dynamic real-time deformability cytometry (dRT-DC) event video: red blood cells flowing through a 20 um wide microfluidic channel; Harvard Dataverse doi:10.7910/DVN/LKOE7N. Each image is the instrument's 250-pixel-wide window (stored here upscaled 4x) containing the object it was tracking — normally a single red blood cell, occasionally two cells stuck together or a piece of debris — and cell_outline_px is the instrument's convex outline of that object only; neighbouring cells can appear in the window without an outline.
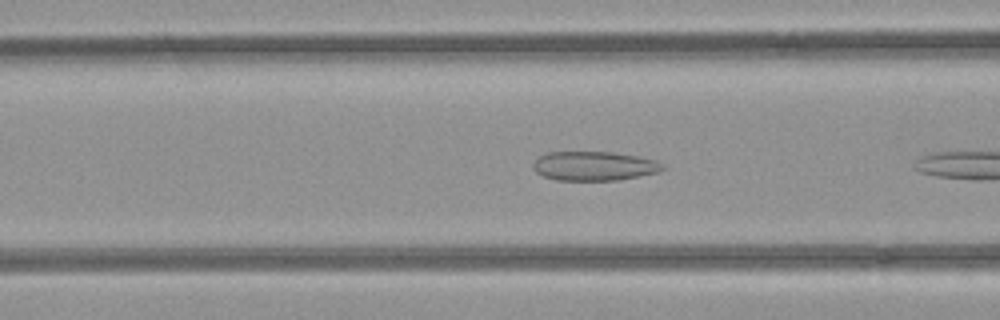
{"species": "common noctule bat (a hibernating species)", "species_latin": "Nyctalus noctula", "temperature_condition": "room temperature", "stored_images_in_passage": 6, "camera_frame_rate_fps": 3000, "um_per_image_px": 0.085, "animal": {"sex": "female", "body_mass_g": 21.9}, "frame": {"image": 1, "passage_image": 5, "time_ms": 1.333, "image_size_px": [1000, 320], "cell_outline_px": [[664, 168], [660, 172], [620, 180], [556, 180], [544, 176], [536, 172], [532, 168], [532, 164], [540, 156], [548, 152], [612, 152], [636, 156], [656, 160], [664, 164]], "centroid_in_image_um": [50.52, 14.11], "position_along_channel_um": 116.1, "area_um2": 22.08}}